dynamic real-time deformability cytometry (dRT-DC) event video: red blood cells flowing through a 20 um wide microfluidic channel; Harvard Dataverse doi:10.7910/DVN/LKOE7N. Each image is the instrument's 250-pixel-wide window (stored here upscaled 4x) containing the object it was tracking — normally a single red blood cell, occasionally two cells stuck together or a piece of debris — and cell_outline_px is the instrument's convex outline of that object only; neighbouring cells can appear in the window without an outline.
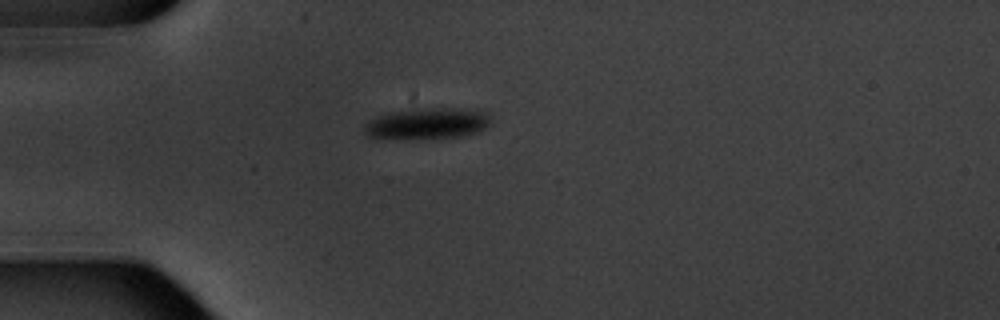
{"species": "common noctule bat (a hibernating species)", "species_latin": "Nyctalus noctula", "temperature_condition": "warm", "stored_images_in_passage": 7, "camera_frame_rate_fps": 3000, "um_per_image_px": 0.085, "animal": {"sex": "male", "body_mass_g": 20.1, "forearm_length_mm": 53.5}, "frame": {"image": 1, "passage_image": 1, "time_ms": 0.0, "image_size_px": [1000, 320], "cell_outline_px": [[492, 120], [484, 128], [476, 132], [460, 136], [380, 140], [368, 136], [364, 132], [364, 124], [368, 120], [376, 116], [388, 112], [408, 108], [480, 108], [488, 112]], "centroid_in_image_um": [36.27, 10.47], "position_along_channel_um": 48.7, "area_um2": 23.76}}
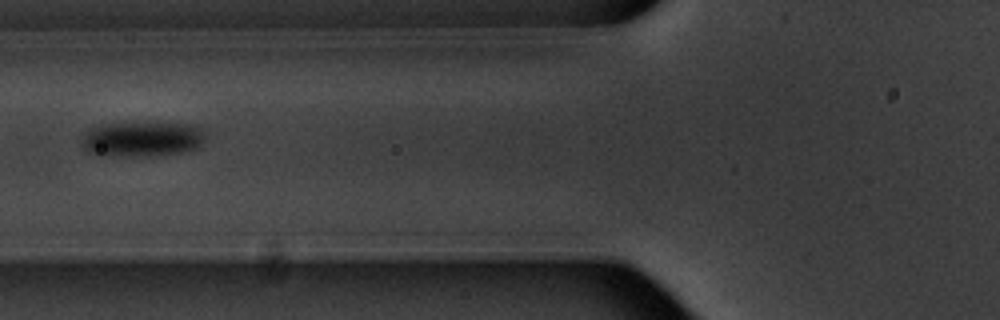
{"frame": {"image": 2, "passage_image": 3, "time_ms": 2.333, "image_size_px": [1000, 320], "cell_outline_px": [[204, 140], [196, 148], [180, 152], [156, 156], [112, 156], [88, 152], [80, 144], [80, 136], [88, 128], [100, 124], [124, 120], [148, 120], [196, 124], [204, 128]], "centroid_in_image_um": [12.04, 11.74], "position_along_channel_um": 113.8, "area_um2": 27.11}}
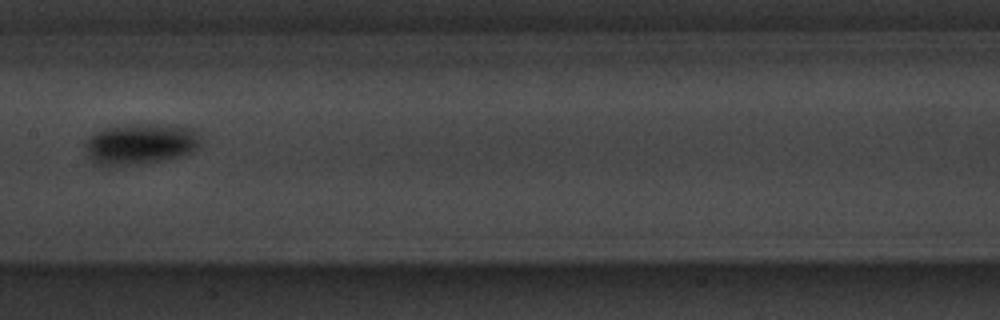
{"frame": {"image": 3, "passage_image": 5, "time_ms": 4.667, "image_size_px": [1000, 320], "cell_outline_px": [[200, 144], [196, 148], [180, 156], [160, 160], [132, 164], [92, 164], [88, 160], [84, 144], [84, 140], [96, 132], [104, 128], [132, 124], [176, 124], [192, 128], [196, 132], [200, 140]], "centroid_in_image_um": [11.89, 12.2], "position_along_channel_um": 195.5, "area_um2": 27.4}}